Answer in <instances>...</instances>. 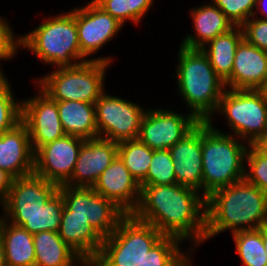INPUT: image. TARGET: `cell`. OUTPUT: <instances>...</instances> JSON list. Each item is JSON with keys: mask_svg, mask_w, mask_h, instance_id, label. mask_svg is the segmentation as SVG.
Segmentation results:
<instances>
[{"mask_svg": "<svg viewBox=\"0 0 267 266\" xmlns=\"http://www.w3.org/2000/svg\"><path fill=\"white\" fill-rule=\"evenodd\" d=\"M140 187V201L132 213L137 220L153 225L164 236L191 240L192 251L205 242L206 198L201 193L179 184Z\"/></svg>", "mask_w": 267, "mask_h": 266, "instance_id": "cell-1", "label": "cell"}, {"mask_svg": "<svg viewBox=\"0 0 267 266\" xmlns=\"http://www.w3.org/2000/svg\"><path fill=\"white\" fill-rule=\"evenodd\" d=\"M267 225V194L245 179L220 188L206 198L205 241L229 230Z\"/></svg>", "mask_w": 267, "mask_h": 266, "instance_id": "cell-2", "label": "cell"}, {"mask_svg": "<svg viewBox=\"0 0 267 266\" xmlns=\"http://www.w3.org/2000/svg\"><path fill=\"white\" fill-rule=\"evenodd\" d=\"M177 69L174 71L178 95L199 122L212 121L221 96L226 89L208 56L201 49L179 45Z\"/></svg>", "mask_w": 267, "mask_h": 266, "instance_id": "cell-3", "label": "cell"}, {"mask_svg": "<svg viewBox=\"0 0 267 266\" xmlns=\"http://www.w3.org/2000/svg\"><path fill=\"white\" fill-rule=\"evenodd\" d=\"M212 122H201L203 196L244 179L249 144L223 133Z\"/></svg>", "mask_w": 267, "mask_h": 266, "instance_id": "cell-4", "label": "cell"}, {"mask_svg": "<svg viewBox=\"0 0 267 266\" xmlns=\"http://www.w3.org/2000/svg\"><path fill=\"white\" fill-rule=\"evenodd\" d=\"M40 24L27 34L19 35L21 50H29L42 63L56 68L74 67L89 61L80 49L76 7L48 16Z\"/></svg>", "mask_w": 267, "mask_h": 266, "instance_id": "cell-5", "label": "cell"}, {"mask_svg": "<svg viewBox=\"0 0 267 266\" xmlns=\"http://www.w3.org/2000/svg\"><path fill=\"white\" fill-rule=\"evenodd\" d=\"M110 66L105 61L89 60L74 67L55 68L34 78V83L55 101L95 103L106 90L105 73Z\"/></svg>", "mask_w": 267, "mask_h": 266, "instance_id": "cell-6", "label": "cell"}, {"mask_svg": "<svg viewBox=\"0 0 267 266\" xmlns=\"http://www.w3.org/2000/svg\"><path fill=\"white\" fill-rule=\"evenodd\" d=\"M163 236L153 225L127 214L103 239L100 253L89 266H137Z\"/></svg>", "mask_w": 267, "mask_h": 266, "instance_id": "cell-7", "label": "cell"}, {"mask_svg": "<svg viewBox=\"0 0 267 266\" xmlns=\"http://www.w3.org/2000/svg\"><path fill=\"white\" fill-rule=\"evenodd\" d=\"M226 118L228 132L249 145L267 135V101L261 90L225 89L215 112Z\"/></svg>", "mask_w": 267, "mask_h": 266, "instance_id": "cell-8", "label": "cell"}, {"mask_svg": "<svg viewBox=\"0 0 267 266\" xmlns=\"http://www.w3.org/2000/svg\"><path fill=\"white\" fill-rule=\"evenodd\" d=\"M146 111L139 103L104 91L95 102L98 137L117 143L138 139Z\"/></svg>", "mask_w": 267, "mask_h": 266, "instance_id": "cell-9", "label": "cell"}, {"mask_svg": "<svg viewBox=\"0 0 267 266\" xmlns=\"http://www.w3.org/2000/svg\"><path fill=\"white\" fill-rule=\"evenodd\" d=\"M71 215L85 216L90 226L104 239L110 236L127 215L113 201L92 188L60 185L58 190Z\"/></svg>", "mask_w": 267, "mask_h": 266, "instance_id": "cell-10", "label": "cell"}, {"mask_svg": "<svg viewBox=\"0 0 267 266\" xmlns=\"http://www.w3.org/2000/svg\"><path fill=\"white\" fill-rule=\"evenodd\" d=\"M76 26L81 53L88 60H100L112 64L111 56L91 57L112 41L124 25L90 0L85 6L76 7Z\"/></svg>", "mask_w": 267, "mask_h": 266, "instance_id": "cell-11", "label": "cell"}, {"mask_svg": "<svg viewBox=\"0 0 267 266\" xmlns=\"http://www.w3.org/2000/svg\"><path fill=\"white\" fill-rule=\"evenodd\" d=\"M198 123L191 113L183 115L172 109L148 108L138 139L153 150L170 149Z\"/></svg>", "mask_w": 267, "mask_h": 266, "instance_id": "cell-12", "label": "cell"}, {"mask_svg": "<svg viewBox=\"0 0 267 266\" xmlns=\"http://www.w3.org/2000/svg\"><path fill=\"white\" fill-rule=\"evenodd\" d=\"M35 87L38 88V93L21 100V121L28 128L33 152L66 135L59 118L57 101L53 100L37 84Z\"/></svg>", "mask_w": 267, "mask_h": 266, "instance_id": "cell-13", "label": "cell"}, {"mask_svg": "<svg viewBox=\"0 0 267 266\" xmlns=\"http://www.w3.org/2000/svg\"><path fill=\"white\" fill-rule=\"evenodd\" d=\"M84 141L66 134L38 148L34 152L33 173L59 186L65 184L72 176Z\"/></svg>", "mask_w": 267, "mask_h": 266, "instance_id": "cell-14", "label": "cell"}, {"mask_svg": "<svg viewBox=\"0 0 267 266\" xmlns=\"http://www.w3.org/2000/svg\"><path fill=\"white\" fill-rule=\"evenodd\" d=\"M59 190V185L32 173L14 178L2 206V215H36Z\"/></svg>", "mask_w": 267, "mask_h": 266, "instance_id": "cell-15", "label": "cell"}, {"mask_svg": "<svg viewBox=\"0 0 267 266\" xmlns=\"http://www.w3.org/2000/svg\"><path fill=\"white\" fill-rule=\"evenodd\" d=\"M117 156V142L99 137L85 140L79 150L72 176L64 185L92 188Z\"/></svg>", "mask_w": 267, "mask_h": 266, "instance_id": "cell-16", "label": "cell"}, {"mask_svg": "<svg viewBox=\"0 0 267 266\" xmlns=\"http://www.w3.org/2000/svg\"><path fill=\"white\" fill-rule=\"evenodd\" d=\"M92 189L113 201L126 214L137 209L141 196L140 185L118 156L98 177Z\"/></svg>", "mask_w": 267, "mask_h": 266, "instance_id": "cell-17", "label": "cell"}, {"mask_svg": "<svg viewBox=\"0 0 267 266\" xmlns=\"http://www.w3.org/2000/svg\"><path fill=\"white\" fill-rule=\"evenodd\" d=\"M177 184L203 195L201 122L169 149Z\"/></svg>", "mask_w": 267, "mask_h": 266, "instance_id": "cell-18", "label": "cell"}, {"mask_svg": "<svg viewBox=\"0 0 267 266\" xmlns=\"http://www.w3.org/2000/svg\"><path fill=\"white\" fill-rule=\"evenodd\" d=\"M267 80V52L243 38L237 46L227 89L260 90Z\"/></svg>", "mask_w": 267, "mask_h": 266, "instance_id": "cell-19", "label": "cell"}, {"mask_svg": "<svg viewBox=\"0 0 267 266\" xmlns=\"http://www.w3.org/2000/svg\"><path fill=\"white\" fill-rule=\"evenodd\" d=\"M0 169L13 178L24 177L34 171V152L28 128L22 121L0 135Z\"/></svg>", "mask_w": 267, "mask_h": 266, "instance_id": "cell-20", "label": "cell"}, {"mask_svg": "<svg viewBox=\"0 0 267 266\" xmlns=\"http://www.w3.org/2000/svg\"><path fill=\"white\" fill-rule=\"evenodd\" d=\"M58 234L88 265L100 253L103 238L90 226L85 216L71 215L65 205Z\"/></svg>", "mask_w": 267, "mask_h": 266, "instance_id": "cell-21", "label": "cell"}, {"mask_svg": "<svg viewBox=\"0 0 267 266\" xmlns=\"http://www.w3.org/2000/svg\"><path fill=\"white\" fill-rule=\"evenodd\" d=\"M190 18L194 35L186 34L180 45L191 49H201L218 35L224 34L234 27L213 3L193 7L190 11Z\"/></svg>", "mask_w": 267, "mask_h": 266, "instance_id": "cell-22", "label": "cell"}, {"mask_svg": "<svg viewBox=\"0 0 267 266\" xmlns=\"http://www.w3.org/2000/svg\"><path fill=\"white\" fill-rule=\"evenodd\" d=\"M0 243L5 266H35L33 234L0 216Z\"/></svg>", "mask_w": 267, "mask_h": 266, "instance_id": "cell-23", "label": "cell"}, {"mask_svg": "<svg viewBox=\"0 0 267 266\" xmlns=\"http://www.w3.org/2000/svg\"><path fill=\"white\" fill-rule=\"evenodd\" d=\"M35 266H89L59 236L58 232L33 234Z\"/></svg>", "mask_w": 267, "mask_h": 266, "instance_id": "cell-24", "label": "cell"}, {"mask_svg": "<svg viewBox=\"0 0 267 266\" xmlns=\"http://www.w3.org/2000/svg\"><path fill=\"white\" fill-rule=\"evenodd\" d=\"M57 107L65 134L84 140L98 138L95 103L57 101Z\"/></svg>", "mask_w": 267, "mask_h": 266, "instance_id": "cell-25", "label": "cell"}, {"mask_svg": "<svg viewBox=\"0 0 267 266\" xmlns=\"http://www.w3.org/2000/svg\"><path fill=\"white\" fill-rule=\"evenodd\" d=\"M244 38L241 26H234L228 32L218 35L201 50L208 56L216 74L225 82L232 72L235 52Z\"/></svg>", "mask_w": 267, "mask_h": 266, "instance_id": "cell-26", "label": "cell"}, {"mask_svg": "<svg viewBox=\"0 0 267 266\" xmlns=\"http://www.w3.org/2000/svg\"><path fill=\"white\" fill-rule=\"evenodd\" d=\"M63 209V197L57 191L36 215H1V217L31 234L42 231L58 232Z\"/></svg>", "mask_w": 267, "mask_h": 266, "instance_id": "cell-27", "label": "cell"}, {"mask_svg": "<svg viewBox=\"0 0 267 266\" xmlns=\"http://www.w3.org/2000/svg\"><path fill=\"white\" fill-rule=\"evenodd\" d=\"M182 244L183 241L176 237L163 236L137 266H192L193 251L181 249Z\"/></svg>", "mask_w": 267, "mask_h": 266, "instance_id": "cell-28", "label": "cell"}, {"mask_svg": "<svg viewBox=\"0 0 267 266\" xmlns=\"http://www.w3.org/2000/svg\"><path fill=\"white\" fill-rule=\"evenodd\" d=\"M153 149L139 139L118 143V157L140 185L147 177Z\"/></svg>", "mask_w": 267, "mask_h": 266, "instance_id": "cell-29", "label": "cell"}, {"mask_svg": "<svg viewBox=\"0 0 267 266\" xmlns=\"http://www.w3.org/2000/svg\"><path fill=\"white\" fill-rule=\"evenodd\" d=\"M232 237L242 266H267L261 227L234 232Z\"/></svg>", "mask_w": 267, "mask_h": 266, "instance_id": "cell-30", "label": "cell"}, {"mask_svg": "<svg viewBox=\"0 0 267 266\" xmlns=\"http://www.w3.org/2000/svg\"><path fill=\"white\" fill-rule=\"evenodd\" d=\"M105 12L112 15L123 25L127 21L139 24L151 10L154 0H93ZM141 20V21H140Z\"/></svg>", "mask_w": 267, "mask_h": 266, "instance_id": "cell-31", "label": "cell"}, {"mask_svg": "<svg viewBox=\"0 0 267 266\" xmlns=\"http://www.w3.org/2000/svg\"><path fill=\"white\" fill-rule=\"evenodd\" d=\"M0 66V135L21 122L22 101L16 99L10 80Z\"/></svg>", "mask_w": 267, "mask_h": 266, "instance_id": "cell-32", "label": "cell"}, {"mask_svg": "<svg viewBox=\"0 0 267 266\" xmlns=\"http://www.w3.org/2000/svg\"><path fill=\"white\" fill-rule=\"evenodd\" d=\"M177 184L169 149L153 150L146 179L140 185Z\"/></svg>", "mask_w": 267, "mask_h": 266, "instance_id": "cell-33", "label": "cell"}, {"mask_svg": "<svg viewBox=\"0 0 267 266\" xmlns=\"http://www.w3.org/2000/svg\"><path fill=\"white\" fill-rule=\"evenodd\" d=\"M245 165L244 179L267 194V158L249 145Z\"/></svg>", "mask_w": 267, "mask_h": 266, "instance_id": "cell-34", "label": "cell"}, {"mask_svg": "<svg viewBox=\"0 0 267 266\" xmlns=\"http://www.w3.org/2000/svg\"><path fill=\"white\" fill-rule=\"evenodd\" d=\"M233 24L242 26L254 14L256 0H211Z\"/></svg>", "mask_w": 267, "mask_h": 266, "instance_id": "cell-35", "label": "cell"}, {"mask_svg": "<svg viewBox=\"0 0 267 266\" xmlns=\"http://www.w3.org/2000/svg\"><path fill=\"white\" fill-rule=\"evenodd\" d=\"M6 19L0 17V61L13 59L20 48V37L13 32L10 21Z\"/></svg>", "mask_w": 267, "mask_h": 266, "instance_id": "cell-36", "label": "cell"}, {"mask_svg": "<svg viewBox=\"0 0 267 266\" xmlns=\"http://www.w3.org/2000/svg\"><path fill=\"white\" fill-rule=\"evenodd\" d=\"M241 27L249 43L267 52V20L252 16Z\"/></svg>", "mask_w": 267, "mask_h": 266, "instance_id": "cell-37", "label": "cell"}, {"mask_svg": "<svg viewBox=\"0 0 267 266\" xmlns=\"http://www.w3.org/2000/svg\"><path fill=\"white\" fill-rule=\"evenodd\" d=\"M13 177L5 170L0 169V207L3 206L7 193L12 185Z\"/></svg>", "mask_w": 267, "mask_h": 266, "instance_id": "cell-38", "label": "cell"}, {"mask_svg": "<svg viewBox=\"0 0 267 266\" xmlns=\"http://www.w3.org/2000/svg\"><path fill=\"white\" fill-rule=\"evenodd\" d=\"M267 6V1L266 0H256V7H255V11L253 14V17L255 18H259L262 20H267V8L265 7ZM260 17H259V15Z\"/></svg>", "mask_w": 267, "mask_h": 266, "instance_id": "cell-39", "label": "cell"}, {"mask_svg": "<svg viewBox=\"0 0 267 266\" xmlns=\"http://www.w3.org/2000/svg\"><path fill=\"white\" fill-rule=\"evenodd\" d=\"M253 146L267 158V135L259 138Z\"/></svg>", "mask_w": 267, "mask_h": 266, "instance_id": "cell-40", "label": "cell"}, {"mask_svg": "<svg viewBox=\"0 0 267 266\" xmlns=\"http://www.w3.org/2000/svg\"><path fill=\"white\" fill-rule=\"evenodd\" d=\"M261 233H262L263 243L266 248V259H267V225L261 227Z\"/></svg>", "mask_w": 267, "mask_h": 266, "instance_id": "cell-41", "label": "cell"}, {"mask_svg": "<svg viewBox=\"0 0 267 266\" xmlns=\"http://www.w3.org/2000/svg\"><path fill=\"white\" fill-rule=\"evenodd\" d=\"M260 90L263 93L265 100L267 101V80L265 81V84L263 85V87Z\"/></svg>", "mask_w": 267, "mask_h": 266, "instance_id": "cell-42", "label": "cell"}, {"mask_svg": "<svg viewBox=\"0 0 267 266\" xmlns=\"http://www.w3.org/2000/svg\"><path fill=\"white\" fill-rule=\"evenodd\" d=\"M0 266H5V260H4V256H3L1 243H0Z\"/></svg>", "mask_w": 267, "mask_h": 266, "instance_id": "cell-43", "label": "cell"}]
</instances>
